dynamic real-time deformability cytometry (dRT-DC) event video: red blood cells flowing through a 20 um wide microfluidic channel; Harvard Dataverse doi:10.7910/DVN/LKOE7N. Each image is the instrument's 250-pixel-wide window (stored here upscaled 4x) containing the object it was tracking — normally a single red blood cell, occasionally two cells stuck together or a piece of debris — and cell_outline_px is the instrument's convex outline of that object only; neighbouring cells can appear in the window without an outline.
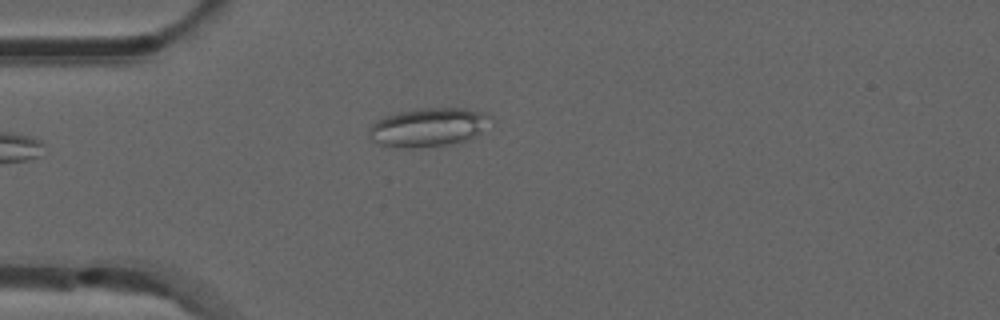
{"species": "common noctule bat (a hibernating species)", "species_latin": "Nyctalus noctula", "temperature_condition": "room temperature", "stored_images_in_passage": 39, "segment_of_instrument_passage": [1, 2], "camera_frame_rate_fps": 3000, "um_per_image_px": 0.085, "animal": {"sex": "male", "forearm_length_mm": 52.5}, "frame": {"image": 1, "passage_image": 1, "time_ms": 0.0, "image_size_px": [1000, 320], "cell_outline_px": [[492, 116], [480, 132], [464, 140], [452, 144], [416, 148], [400, 148], [380, 144], [372, 140], [368, 136], [368, 128], [376, 120], [384, 116], [400, 112], [420, 108], [464, 108], [488, 112]], "centroid_in_image_um": [36.36, 10.81], "position_along_channel_um": 48.6, "area_um2": 27.4}}